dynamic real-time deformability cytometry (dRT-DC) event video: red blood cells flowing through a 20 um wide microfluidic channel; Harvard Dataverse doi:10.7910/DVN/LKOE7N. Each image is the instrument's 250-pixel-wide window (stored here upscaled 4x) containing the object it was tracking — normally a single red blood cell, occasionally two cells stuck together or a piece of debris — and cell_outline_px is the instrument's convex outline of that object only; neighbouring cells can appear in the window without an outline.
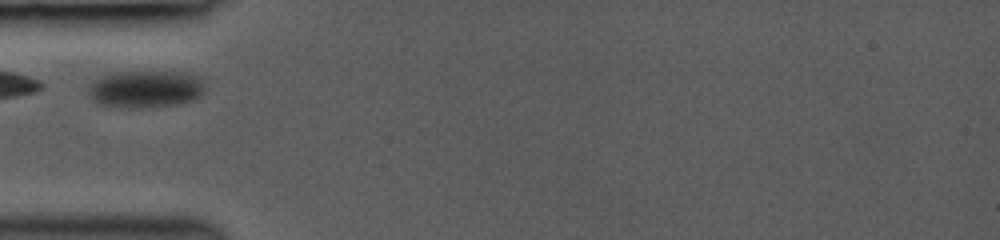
{"species": "common noctule bat (a hibernating species)", "species_latin": "Nyctalus noctula", "temperature_condition": "room temperature", "stored_images_in_passage": 47, "camera_frame_rate_fps": 3000, "um_per_image_px": 0.085, "animal": {"sex": "female", "body_mass_g": 19.0, "forearm_length_mm": 53.3}, "frame": {"image": 1, "passage_image": 1, "time_ms": 0.0, "image_size_px": [1000, 240], "cell_outline_px": [[204, 92], [200, 96], [192, 100], [176, 104], [140, 108], [132, 108], [96, 104], [92, 100], [88, 88], [92, 80], [100, 76], [112, 72], [188, 72], [200, 76], [204, 84]], "centroid_in_image_um": [12.36, 7.56], "position_along_channel_um": 72.6, "area_um2": 25.61}}
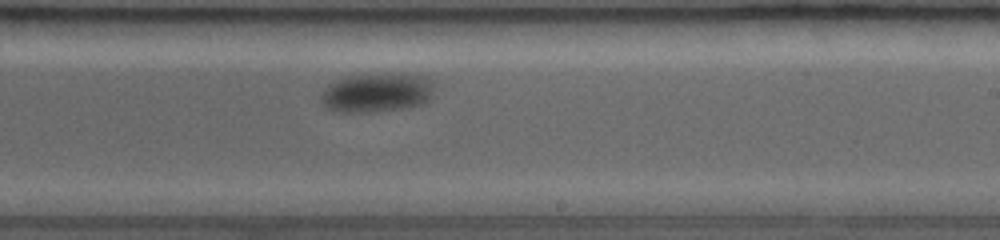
{"frame": {"image": 2, "passage_image": 29, "time_ms": 5.333, "image_size_px": [1000, 240], "cell_outline_px": [[432, 96], [424, 104], [408, 108], [376, 112], [336, 112], [320, 104], [320, 96], [328, 84], [348, 76], [404, 72], [424, 76], [432, 80]], "centroid_in_image_um": [32.05, 7.88], "position_along_channel_um": 257.0, "area_um2": 26.41}}
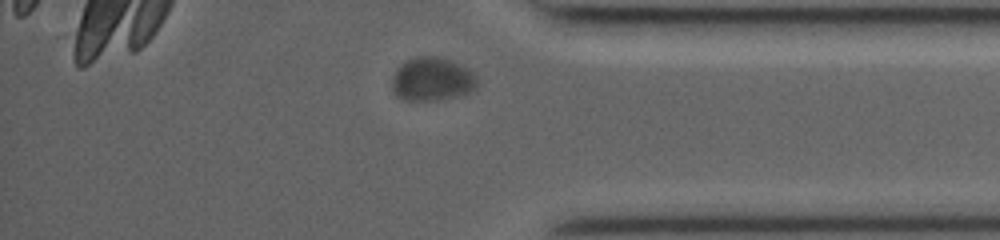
{"frame": {"image": 3, "passage_image": 41, "time_ms": 9.333, "image_size_px": [1000, 240], "cell_outline_px": [[476, 88], [472, 92], [440, 100], [400, 100], [392, 92], [392, 76], [396, 68], [400, 64], [416, 56], [436, 56], [460, 64], [468, 68], [476, 76]], "centroid_in_image_um": [36.69, 6.74], "position_along_channel_um": 398.5, "area_um2": 21.85}}